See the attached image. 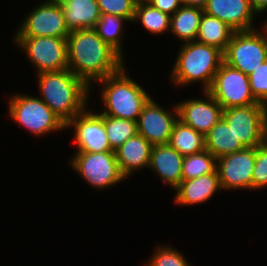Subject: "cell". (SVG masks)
Returning <instances> with one entry per match:
<instances>
[{"instance_id":"cell-1","label":"cell","mask_w":267,"mask_h":266,"mask_svg":"<svg viewBox=\"0 0 267 266\" xmlns=\"http://www.w3.org/2000/svg\"><path fill=\"white\" fill-rule=\"evenodd\" d=\"M66 40L68 69L89 86L117 73L126 64L94 29L71 31Z\"/></svg>"},{"instance_id":"cell-2","label":"cell","mask_w":267,"mask_h":266,"mask_svg":"<svg viewBox=\"0 0 267 266\" xmlns=\"http://www.w3.org/2000/svg\"><path fill=\"white\" fill-rule=\"evenodd\" d=\"M36 76L41 96L39 98L65 125L87 108L92 86L69 69L42 72Z\"/></svg>"},{"instance_id":"cell-3","label":"cell","mask_w":267,"mask_h":266,"mask_svg":"<svg viewBox=\"0 0 267 266\" xmlns=\"http://www.w3.org/2000/svg\"><path fill=\"white\" fill-rule=\"evenodd\" d=\"M181 45L170 75L172 83L184 87L199 82L203 85L202 90L208 91L224 61L223 51L196 41Z\"/></svg>"},{"instance_id":"cell-4","label":"cell","mask_w":267,"mask_h":266,"mask_svg":"<svg viewBox=\"0 0 267 266\" xmlns=\"http://www.w3.org/2000/svg\"><path fill=\"white\" fill-rule=\"evenodd\" d=\"M125 69L123 66L117 73L96 81L102 85L100 98L105 109L101 114L137 121L151 97L138 82L131 79Z\"/></svg>"},{"instance_id":"cell-5","label":"cell","mask_w":267,"mask_h":266,"mask_svg":"<svg viewBox=\"0 0 267 266\" xmlns=\"http://www.w3.org/2000/svg\"><path fill=\"white\" fill-rule=\"evenodd\" d=\"M9 117L19 126L26 128L35 136H45L51 132L62 131L66 125L54 114L40 98L26 94L11 95Z\"/></svg>"},{"instance_id":"cell-6","label":"cell","mask_w":267,"mask_h":266,"mask_svg":"<svg viewBox=\"0 0 267 266\" xmlns=\"http://www.w3.org/2000/svg\"><path fill=\"white\" fill-rule=\"evenodd\" d=\"M70 159L75 172L95 189H106L126 179L120 171L114 151L75 152Z\"/></svg>"},{"instance_id":"cell-7","label":"cell","mask_w":267,"mask_h":266,"mask_svg":"<svg viewBox=\"0 0 267 266\" xmlns=\"http://www.w3.org/2000/svg\"><path fill=\"white\" fill-rule=\"evenodd\" d=\"M37 73L68 69L67 40L58 37H14ZM28 56V57H27Z\"/></svg>"},{"instance_id":"cell-8","label":"cell","mask_w":267,"mask_h":266,"mask_svg":"<svg viewBox=\"0 0 267 266\" xmlns=\"http://www.w3.org/2000/svg\"><path fill=\"white\" fill-rule=\"evenodd\" d=\"M222 118L245 147H256L267 140V106L264 104L224 109Z\"/></svg>"},{"instance_id":"cell-9","label":"cell","mask_w":267,"mask_h":266,"mask_svg":"<svg viewBox=\"0 0 267 266\" xmlns=\"http://www.w3.org/2000/svg\"><path fill=\"white\" fill-rule=\"evenodd\" d=\"M226 64L246 75L267 60V47L260 30L235 31L223 52Z\"/></svg>"},{"instance_id":"cell-10","label":"cell","mask_w":267,"mask_h":266,"mask_svg":"<svg viewBox=\"0 0 267 266\" xmlns=\"http://www.w3.org/2000/svg\"><path fill=\"white\" fill-rule=\"evenodd\" d=\"M208 92L222 109L262 104L256 101L250 90L248 75L229 66L224 61L215 74Z\"/></svg>"},{"instance_id":"cell-11","label":"cell","mask_w":267,"mask_h":266,"mask_svg":"<svg viewBox=\"0 0 267 266\" xmlns=\"http://www.w3.org/2000/svg\"><path fill=\"white\" fill-rule=\"evenodd\" d=\"M26 15L14 37H58L67 39L70 34L64 12L58 0H42Z\"/></svg>"},{"instance_id":"cell-12","label":"cell","mask_w":267,"mask_h":266,"mask_svg":"<svg viewBox=\"0 0 267 266\" xmlns=\"http://www.w3.org/2000/svg\"><path fill=\"white\" fill-rule=\"evenodd\" d=\"M256 147H246L241 151L217 158V172L220 186L226 190H252V175L256 159Z\"/></svg>"},{"instance_id":"cell-13","label":"cell","mask_w":267,"mask_h":266,"mask_svg":"<svg viewBox=\"0 0 267 266\" xmlns=\"http://www.w3.org/2000/svg\"><path fill=\"white\" fill-rule=\"evenodd\" d=\"M86 108L76 115L65 127H73L76 152L96 153L104 151H114L108 141L103 115L101 113L90 112Z\"/></svg>"},{"instance_id":"cell-14","label":"cell","mask_w":267,"mask_h":266,"mask_svg":"<svg viewBox=\"0 0 267 266\" xmlns=\"http://www.w3.org/2000/svg\"><path fill=\"white\" fill-rule=\"evenodd\" d=\"M177 119L176 103L170 112L151 97L136 121L138 133L152 145L168 144Z\"/></svg>"},{"instance_id":"cell-15","label":"cell","mask_w":267,"mask_h":266,"mask_svg":"<svg viewBox=\"0 0 267 266\" xmlns=\"http://www.w3.org/2000/svg\"><path fill=\"white\" fill-rule=\"evenodd\" d=\"M205 99H186L176 104L178 119L204 136L222 118V107L215 98L204 91Z\"/></svg>"},{"instance_id":"cell-16","label":"cell","mask_w":267,"mask_h":266,"mask_svg":"<svg viewBox=\"0 0 267 266\" xmlns=\"http://www.w3.org/2000/svg\"><path fill=\"white\" fill-rule=\"evenodd\" d=\"M204 12L228 24L235 31H248L254 27L255 15L248 0H208Z\"/></svg>"},{"instance_id":"cell-17","label":"cell","mask_w":267,"mask_h":266,"mask_svg":"<svg viewBox=\"0 0 267 266\" xmlns=\"http://www.w3.org/2000/svg\"><path fill=\"white\" fill-rule=\"evenodd\" d=\"M183 160L184 157L169 144L153 145L148 168L175 190L182 182Z\"/></svg>"},{"instance_id":"cell-18","label":"cell","mask_w":267,"mask_h":266,"mask_svg":"<svg viewBox=\"0 0 267 266\" xmlns=\"http://www.w3.org/2000/svg\"><path fill=\"white\" fill-rule=\"evenodd\" d=\"M222 190L217 169L210 174H204L191 180H182L175 189L174 200L179 206H193L205 203L214 194Z\"/></svg>"},{"instance_id":"cell-19","label":"cell","mask_w":267,"mask_h":266,"mask_svg":"<svg viewBox=\"0 0 267 266\" xmlns=\"http://www.w3.org/2000/svg\"><path fill=\"white\" fill-rule=\"evenodd\" d=\"M152 147V144L137 133L114 150L120 171L125 178H130L135 171L149 166Z\"/></svg>"},{"instance_id":"cell-20","label":"cell","mask_w":267,"mask_h":266,"mask_svg":"<svg viewBox=\"0 0 267 266\" xmlns=\"http://www.w3.org/2000/svg\"><path fill=\"white\" fill-rule=\"evenodd\" d=\"M69 31L94 29L101 11L97 0H58Z\"/></svg>"},{"instance_id":"cell-21","label":"cell","mask_w":267,"mask_h":266,"mask_svg":"<svg viewBox=\"0 0 267 266\" xmlns=\"http://www.w3.org/2000/svg\"><path fill=\"white\" fill-rule=\"evenodd\" d=\"M205 146L216 159L246 148L223 118L205 135Z\"/></svg>"},{"instance_id":"cell-22","label":"cell","mask_w":267,"mask_h":266,"mask_svg":"<svg viewBox=\"0 0 267 266\" xmlns=\"http://www.w3.org/2000/svg\"><path fill=\"white\" fill-rule=\"evenodd\" d=\"M204 10L182 5L170 17V31L182 43L195 41Z\"/></svg>"},{"instance_id":"cell-23","label":"cell","mask_w":267,"mask_h":266,"mask_svg":"<svg viewBox=\"0 0 267 266\" xmlns=\"http://www.w3.org/2000/svg\"><path fill=\"white\" fill-rule=\"evenodd\" d=\"M234 32L225 22L203 12L195 41L215 46L224 52Z\"/></svg>"},{"instance_id":"cell-24","label":"cell","mask_w":267,"mask_h":266,"mask_svg":"<svg viewBox=\"0 0 267 266\" xmlns=\"http://www.w3.org/2000/svg\"><path fill=\"white\" fill-rule=\"evenodd\" d=\"M168 144L183 157L206 149L205 136L179 119L173 126Z\"/></svg>"},{"instance_id":"cell-25","label":"cell","mask_w":267,"mask_h":266,"mask_svg":"<svg viewBox=\"0 0 267 266\" xmlns=\"http://www.w3.org/2000/svg\"><path fill=\"white\" fill-rule=\"evenodd\" d=\"M125 21L128 20L123 16L101 14L94 27V30L97 32L98 36L110 47H112L122 58H124L122 56L124 55V52L122 51V39L124 35L122 23Z\"/></svg>"},{"instance_id":"cell-26","label":"cell","mask_w":267,"mask_h":266,"mask_svg":"<svg viewBox=\"0 0 267 266\" xmlns=\"http://www.w3.org/2000/svg\"><path fill=\"white\" fill-rule=\"evenodd\" d=\"M170 15L144 1H137L133 22H141L152 35L170 31Z\"/></svg>"},{"instance_id":"cell-27","label":"cell","mask_w":267,"mask_h":266,"mask_svg":"<svg viewBox=\"0 0 267 266\" xmlns=\"http://www.w3.org/2000/svg\"><path fill=\"white\" fill-rule=\"evenodd\" d=\"M106 135L113 150L138 133L137 122L103 115Z\"/></svg>"},{"instance_id":"cell-28","label":"cell","mask_w":267,"mask_h":266,"mask_svg":"<svg viewBox=\"0 0 267 266\" xmlns=\"http://www.w3.org/2000/svg\"><path fill=\"white\" fill-rule=\"evenodd\" d=\"M216 167L217 159L207 149L185 156L182 164V180H191L213 173Z\"/></svg>"},{"instance_id":"cell-29","label":"cell","mask_w":267,"mask_h":266,"mask_svg":"<svg viewBox=\"0 0 267 266\" xmlns=\"http://www.w3.org/2000/svg\"><path fill=\"white\" fill-rule=\"evenodd\" d=\"M153 256L145 262V266H191L185 256L168 245L157 246Z\"/></svg>"},{"instance_id":"cell-30","label":"cell","mask_w":267,"mask_h":266,"mask_svg":"<svg viewBox=\"0 0 267 266\" xmlns=\"http://www.w3.org/2000/svg\"><path fill=\"white\" fill-rule=\"evenodd\" d=\"M138 0H97L101 14H113L125 17L133 22Z\"/></svg>"},{"instance_id":"cell-31","label":"cell","mask_w":267,"mask_h":266,"mask_svg":"<svg viewBox=\"0 0 267 266\" xmlns=\"http://www.w3.org/2000/svg\"><path fill=\"white\" fill-rule=\"evenodd\" d=\"M250 90L257 102L267 106V60L248 75Z\"/></svg>"},{"instance_id":"cell-32","label":"cell","mask_w":267,"mask_h":266,"mask_svg":"<svg viewBox=\"0 0 267 266\" xmlns=\"http://www.w3.org/2000/svg\"><path fill=\"white\" fill-rule=\"evenodd\" d=\"M267 188V140L257 146L252 175V190Z\"/></svg>"},{"instance_id":"cell-33","label":"cell","mask_w":267,"mask_h":266,"mask_svg":"<svg viewBox=\"0 0 267 266\" xmlns=\"http://www.w3.org/2000/svg\"><path fill=\"white\" fill-rule=\"evenodd\" d=\"M152 7L165 12L170 16L173 15L181 6L180 0H145Z\"/></svg>"},{"instance_id":"cell-34","label":"cell","mask_w":267,"mask_h":266,"mask_svg":"<svg viewBox=\"0 0 267 266\" xmlns=\"http://www.w3.org/2000/svg\"><path fill=\"white\" fill-rule=\"evenodd\" d=\"M253 11L258 15L267 11V0H248Z\"/></svg>"},{"instance_id":"cell-35","label":"cell","mask_w":267,"mask_h":266,"mask_svg":"<svg viewBox=\"0 0 267 266\" xmlns=\"http://www.w3.org/2000/svg\"><path fill=\"white\" fill-rule=\"evenodd\" d=\"M182 5L204 9L208 0H180Z\"/></svg>"},{"instance_id":"cell-36","label":"cell","mask_w":267,"mask_h":266,"mask_svg":"<svg viewBox=\"0 0 267 266\" xmlns=\"http://www.w3.org/2000/svg\"><path fill=\"white\" fill-rule=\"evenodd\" d=\"M263 27L261 29V35L263 36L264 40H265V44H266V47H267V20L264 21V24H262Z\"/></svg>"}]
</instances>
